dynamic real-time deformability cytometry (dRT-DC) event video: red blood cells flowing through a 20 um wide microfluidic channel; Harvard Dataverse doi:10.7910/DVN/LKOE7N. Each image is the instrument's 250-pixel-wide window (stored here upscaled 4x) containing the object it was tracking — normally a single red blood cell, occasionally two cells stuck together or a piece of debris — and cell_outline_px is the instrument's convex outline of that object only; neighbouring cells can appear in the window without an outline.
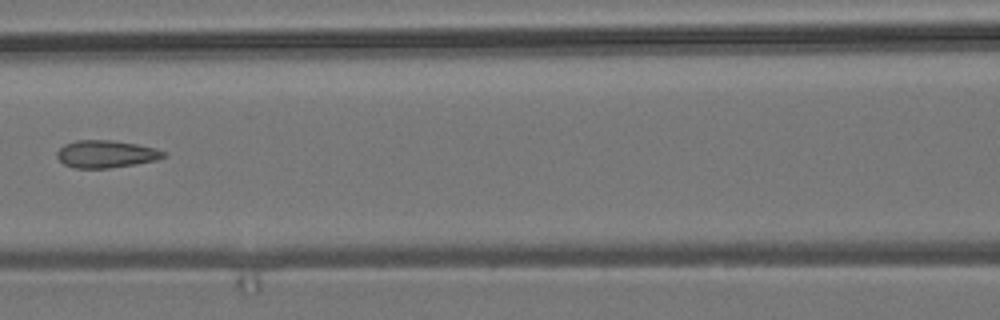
{"species": "common noctule bat (a hibernating species)", "species_latin": "Nyctalus noctula", "temperature_condition": "room temperature", "stored_images_in_passage": 7, "camera_frame_rate_fps": 3000, "um_per_image_px": 0.085, "animal": {"sex": "male", "body_mass_g": 19.2, "forearm_length_mm": 51.8}, "frame": {"image": 1, "passage_image": 7, "time_ms": 2.0, "image_size_px": [1000, 320], "cell_outline_px": [[168, 156], [156, 160], [136, 164], [108, 168], [72, 168], [64, 164], [56, 156], [56, 152], [64, 144], [76, 140], [112, 140], [136, 144], [156, 148], [168, 152]], "centroid_in_image_um": [9.04, 13.09], "position_along_channel_um": 157.6, "area_um2": 17.22}}